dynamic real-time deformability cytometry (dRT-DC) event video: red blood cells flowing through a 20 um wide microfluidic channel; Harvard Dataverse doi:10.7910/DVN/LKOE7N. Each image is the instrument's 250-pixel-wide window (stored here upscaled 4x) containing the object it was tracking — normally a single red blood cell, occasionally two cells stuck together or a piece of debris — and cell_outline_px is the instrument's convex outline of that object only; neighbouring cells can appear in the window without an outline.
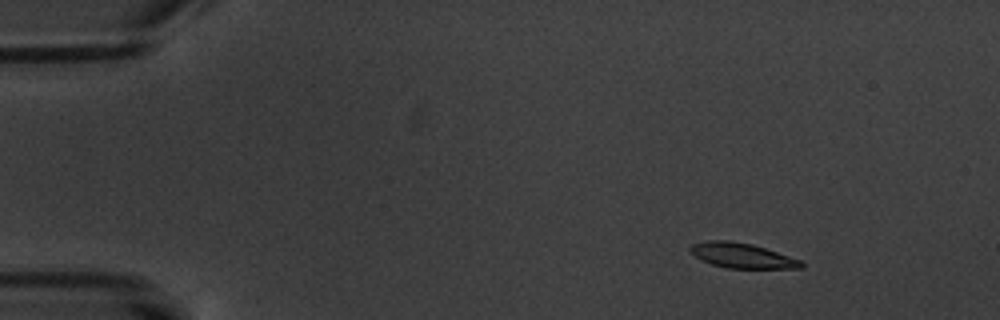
{"species": "common noctule bat (a hibernating species)", "species_latin": "Nyctalus noctula", "temperature_condition": "warm", "stored_images_in_passage": 6, "camera_frame_rate_fps": 3000, "um_per_image_px": 0.085, "animal": {"sex": "male", "body_mass_g": 20.1, "forearm_length_mm": 53.5}, "frame": {"image": 1, "passage_image": 3, "time_ms": 2.333, "image_size_px": [1000, 320], "cell_outline_px": [[804, 268], [724, 268], [700, 260], [688, 252], [688, 248], [692, 244], [708, 240], [728, 240], [752, 244], [800, 260], [804, 264]], "centroid_in_image_um": [62.99, 21.72], "position_along_channel_um": 22.0, "area_um2": 16.18}}
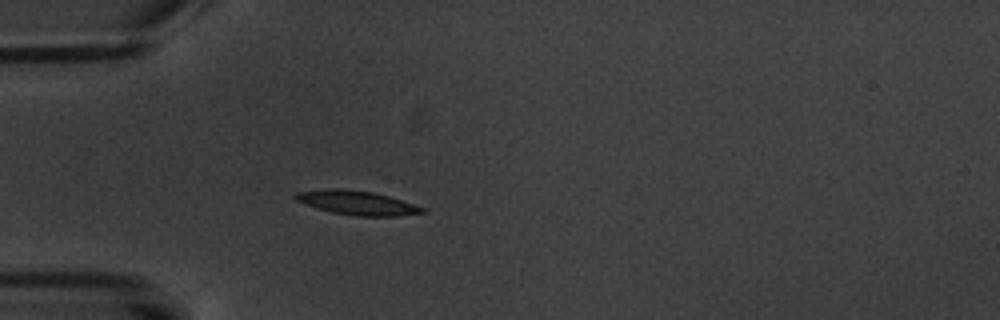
{"frame": {"image": 2, "passage_image": 6, "time_ms": 5.667, "image_size_px": [1000, 320], "cell_outline_px": [[428, 212], [396, 216], [356, 216], [332, 212], [316, 208], [304, 204], [296, 200], [292, 196], [296, 192], [328, 188], [340, 188], [372, 192], [388, 196], [428, 208]], "centroid_in_image_um": [30.35, 17.24], "position_along_channel_um": 54.6, "area_um2": 17.98}}